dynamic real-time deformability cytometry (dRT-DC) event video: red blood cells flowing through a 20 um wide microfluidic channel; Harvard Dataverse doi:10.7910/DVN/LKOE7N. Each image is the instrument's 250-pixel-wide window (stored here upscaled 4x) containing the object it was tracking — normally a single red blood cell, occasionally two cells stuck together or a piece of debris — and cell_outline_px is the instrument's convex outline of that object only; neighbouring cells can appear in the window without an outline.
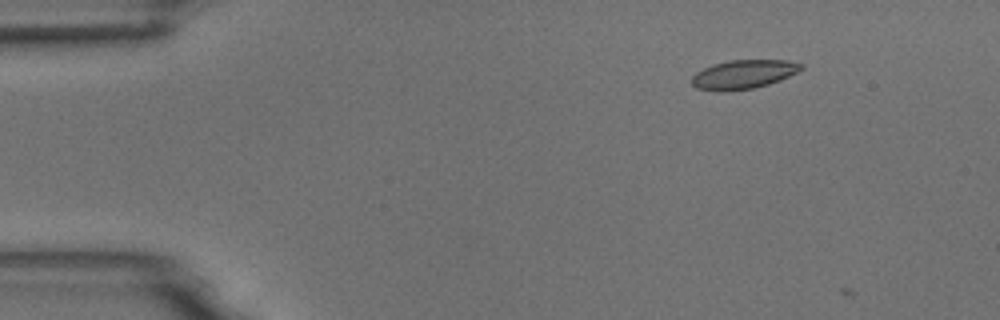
{"species": "common noctule bat (a hibernating species)", "species_latin": "Nyctalus noctula", "temperature_condition": "room temperature", "stored_images_in_passage": 4, "camera_frame_rate_fps": 3000, "um_per_image_px": 0.085, "animal": {"sex": "male", "body_mass_g": 18.8}, "frame": {"image": 1, "passage_image": 2, "time_ms": 0.333, "image_size_px": [1000, 320], "cell_outline_px": [[804, 68], [800, 72], [780, 80], [768, 84], [752, 88], [720, 92], [696, 88], [692, 84], [692, 76], [696, 72], [712, 64], [728, 60], [788, 60], [804, 64]], "centroid_in_image_um": [63.22, 6.31], "position_along_channel_um": 21.8, "area_um2": 18.61}}